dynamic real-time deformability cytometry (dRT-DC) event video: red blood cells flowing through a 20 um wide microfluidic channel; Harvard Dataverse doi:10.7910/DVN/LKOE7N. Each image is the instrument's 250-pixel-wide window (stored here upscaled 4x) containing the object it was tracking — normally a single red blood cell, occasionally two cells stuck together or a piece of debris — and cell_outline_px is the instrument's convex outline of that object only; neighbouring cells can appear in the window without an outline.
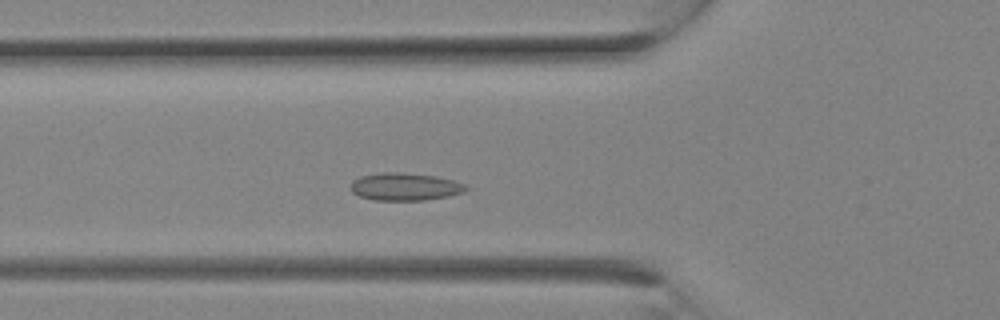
{"species": "Egyptian fruit bat (a non-hibernating species)", "species_latin": "Rousettus aegyptiacus", "temperature_condition": "room temperature", "stored_images_in_passage": 24, "camera_frame_rate_fps": 3000, "um_per_image_px": 0.085, "animal": {"sex": "female"}, "frame": {"image": 1, "passage_image": 6, "time_ms": 1.667, "image_size_px": [1000, 320], "cell_outline_px": [[468, 188], [464, 192], [448, 196], [424, 200], [376, 200], [360, 196], [352, 192], [348, 188], [352, 180], [360, 176], [384, 172], [400, 172], [436, 176], [452, 180], [464, 184]], "centroid_in_image_um": [34.38, 15.86], "position_along_channel_um": 91.4, "area_um2": 18.55}}
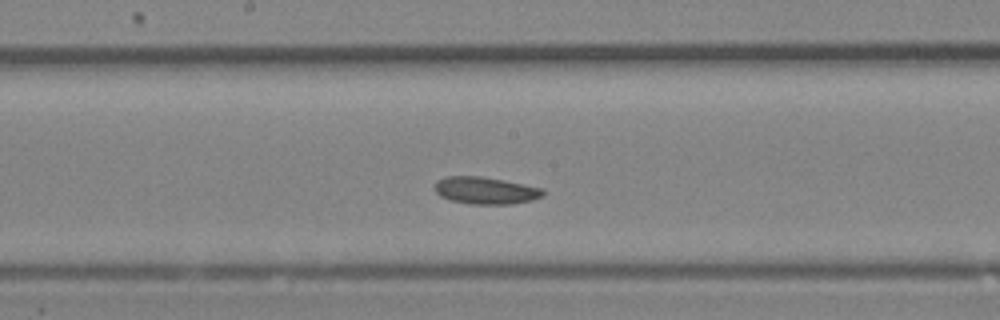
{"frame": {"image": 2, "passage_image": 11, "time_ms": 3.333, "image_size_px": [1000, 320], "cell_outline_px": [[544, 196], [532, 200], [512, 204], [468, 204], [448, 200], [440, 196], [436, 192], [436, 180], [444, 176], [480, 176], [504, 180], [544, 188]], "centroid_in_image_um": [41.27, 16.19], "position_along_channel_um": 206.9, "area_um2": 17.34}}
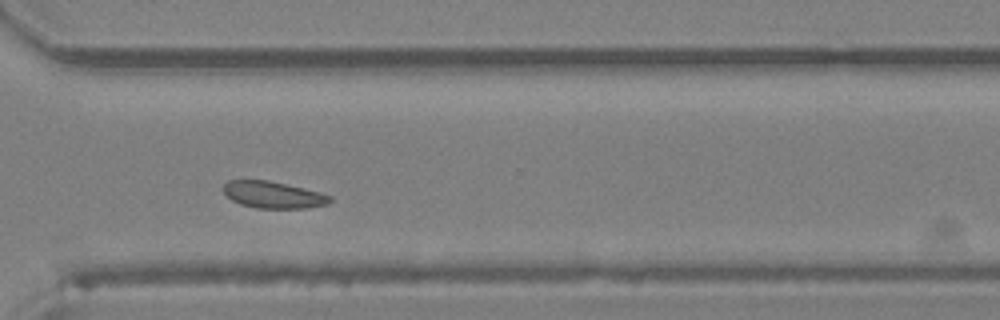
{"frame": {"image": 3, "passage_image": 17, "time_ms": 5.333, "image_size_px": [1000, 320], "cell_outline_px": [[332, 200], [328, 204], [304, 208], [256, 208], [240, 204], [224, 196], [224, 184], [228, 180], [268, 180], [304, 188], [320, 192], [332, 196]], "centroid_in_image_um": [23.21, 16.56], "position_along_channel_um": 347.4, "area_um2": 16.7}}